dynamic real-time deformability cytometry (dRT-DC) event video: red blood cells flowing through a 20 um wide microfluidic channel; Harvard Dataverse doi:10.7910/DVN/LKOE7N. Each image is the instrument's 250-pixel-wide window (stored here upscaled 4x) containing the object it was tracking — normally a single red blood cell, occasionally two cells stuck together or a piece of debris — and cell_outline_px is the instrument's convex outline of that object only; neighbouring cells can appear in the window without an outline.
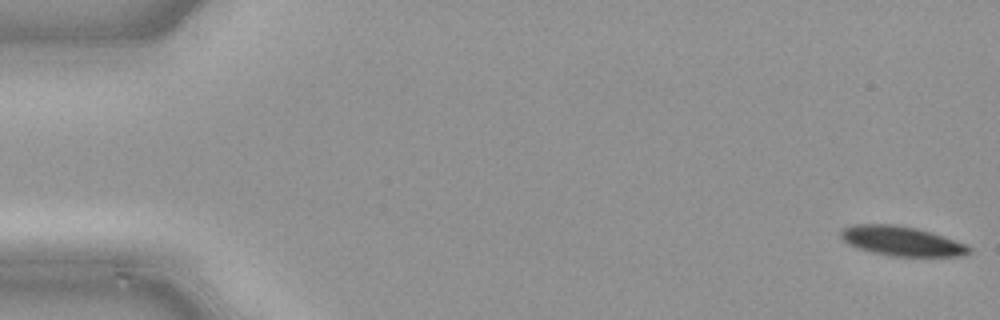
{"species": "common noctule bat (a hibernating species)", "species_latin": "Nyctalus noctula", "temperature_condition": "cold", "stored_images_in_passage": 49, "camera_frame_rate_fps": 3000, "um_per_image_px": 0.085, "animal": {"sex": "male", "body_mass_g": 21.5, "forearm_length_mm": 52.0}, "frame": {"image": 1, "passage_image": 1, "time_ms": 0.0, "image_size_px": [1000, 320], "cell_outline_px": [[972, 252], [968, 256], [888, 256], [856, 248], [848, 244], [840, 236], [840, 232], [844, 228], [852, 224], [892, 224], [916, 228], [932, 232], [964, 244], [972, 248]], "centroid_in_image_um": [76.64, 20.5], "position_along_channel_um": 8.4, "area_um2": 22.2}}
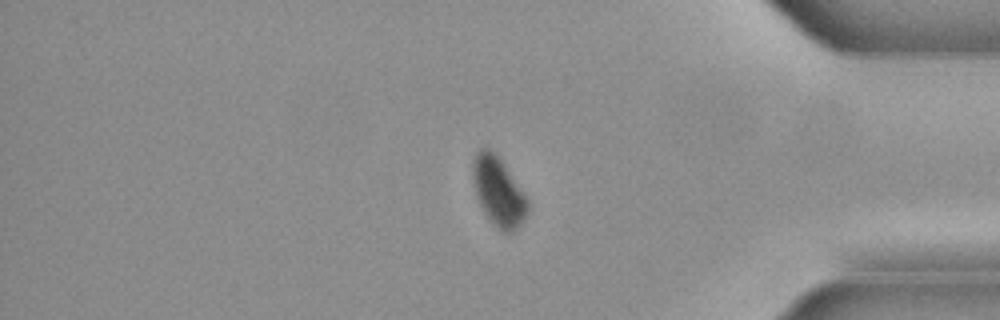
{"frame": {"image": 2, "passage_image": 41, "time_ms": 13.333, "image_size_px": [1000, 320], "cell_outline_px": [[528, 212], [524, 220], [512, 232], [504, 232], [492, 224], [484, 212], [476, 196], [472, 180], [472, 160], [476, 152], [480, 148], [488, 148], [500, 160], [524, 192], [528, 200]], "centroid_in_image_um": [42.34, 16.3], "position_along_channel_um": 392.9, "area_um2": 21.91}}
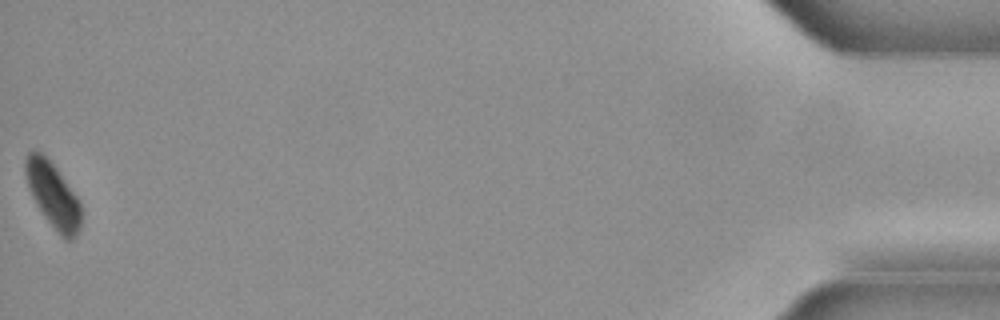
{"frame": {"image": 3, "passage_image": 49, "time_ms": 16.0, "image_size_px": [1000, 320], "cell_outline_px": [[80, 228], [72, 240], [64, 240], [60, 236], [44, 216], [36, 204], [32, 196], [24, 172], [24, 160], [28, 152], [32, 148], [40, 152], [56, 168], [76, 196], [80, 204]], "centroid_in_image_um": [4.47, 16.57], "position_along_channel_um": 430.7, "area_um2": 20.87}}